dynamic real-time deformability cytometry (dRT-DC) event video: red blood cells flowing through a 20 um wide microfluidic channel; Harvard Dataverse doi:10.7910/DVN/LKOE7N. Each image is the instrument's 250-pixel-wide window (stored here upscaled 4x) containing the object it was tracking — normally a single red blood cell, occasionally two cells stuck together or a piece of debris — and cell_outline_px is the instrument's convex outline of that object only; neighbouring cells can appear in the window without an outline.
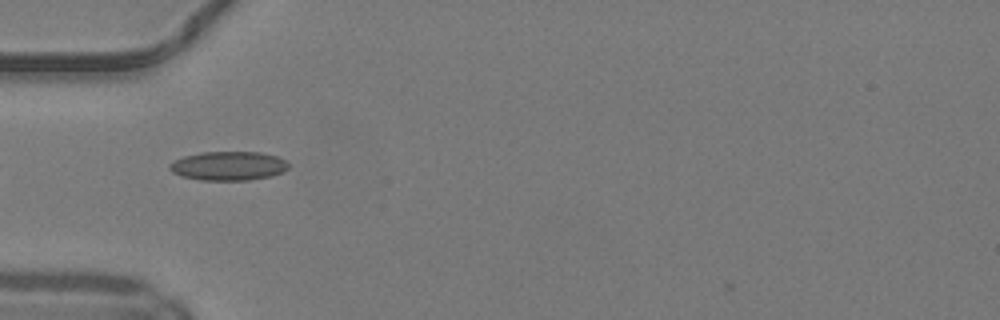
{"species": "common noctule bat (a hibernating species)", "species_latin": "Nyctalus noctula", "temperature_condition": "warm", "stored_images_in_passage": 36, "camera_frame_rate_fps": 3000, "um_per_image_px": 0.085, "animal": {"sex": "male", "body_mass_g": 19.2, "forearm_length_mm": 51.8}, "frame": {"image": 1, "passage_image": 3, "time_ms": 0.667, "image_size_px": [1000, 320], "cell_outline_px": [[288, 168], [272, 176], [248, 180], [200, 180], [180, 176], [172, 172], [168, 168], [168, 164], [184, 156], [200, 152], [260, 152], [276, 156], [284, 160], [288, 164]], "centroid_in_image_um": [19.37, 14.1], "position_along_channel_um": 65.6, "area_um2": 20.06}}
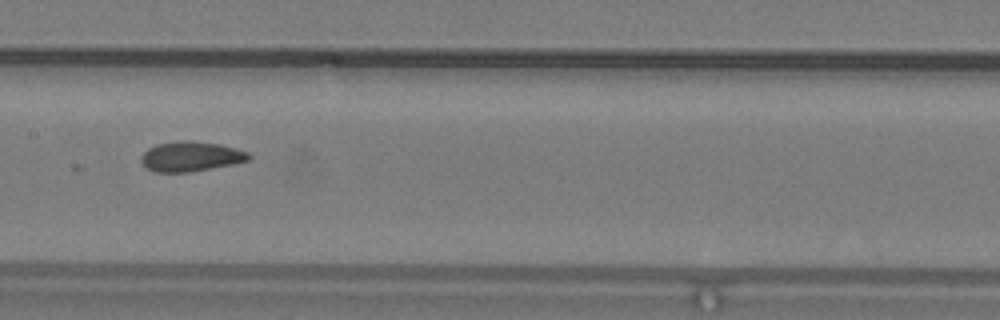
{"frame": {"image": 2, "passage_image": 12, "time_ms": 3.667, "image_size_px": [1000, 320], "cell_outline_px": [[252, 156], [248, 160], [232, 164], [188, 172], [152, 172], [140, 160], [144, 152], [148, 148], [156, 144], [184, 140], [192, 140], [220, 144], [236, 148], [248, 152]], "centroid_in_image_um": [16.22, 13.29], "position_along_channel_um": 191.2, "area_um2": 18.67}}
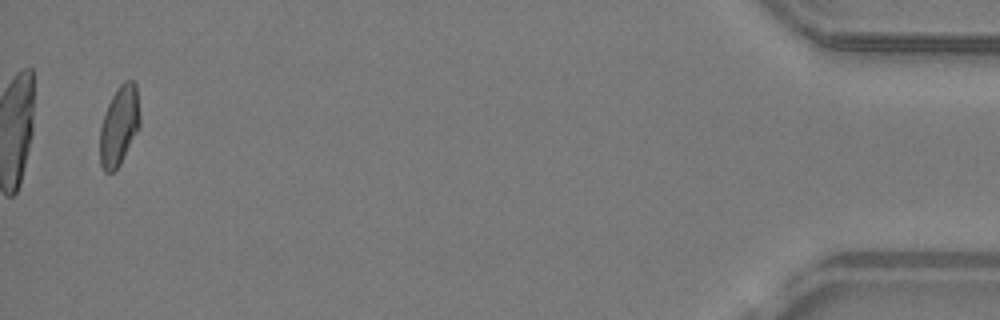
{"frame": {"image": 3, "passage_image": 35, "time_ms": 11.333, "image_size_px": [1000, 320], "cell_outline_px": [[140, 128], [120, 164], [112, 172], [104, 172], [100, 164], [100, 128], [108, 104], [112, 96], [120, 84], [124, 80], [132, 80], [136, 84], [140, 116]], "centroid_in_image_um": [10.14, 10.68], "position_along_channel_um": 425.1, "area_um2": 18.55}, "authors_computed_cell_mechanics": {"area_um2": 18.5827, "velocity_mm_per_s": 4.1818, "shape_relaxation_time_tau1_ms": 9.8888, "shape_relaxation_time_tau2_ms": 1.2172, "deformation_change_tau1": 0.2013, "deformation_change_tau2": 0.0759}}